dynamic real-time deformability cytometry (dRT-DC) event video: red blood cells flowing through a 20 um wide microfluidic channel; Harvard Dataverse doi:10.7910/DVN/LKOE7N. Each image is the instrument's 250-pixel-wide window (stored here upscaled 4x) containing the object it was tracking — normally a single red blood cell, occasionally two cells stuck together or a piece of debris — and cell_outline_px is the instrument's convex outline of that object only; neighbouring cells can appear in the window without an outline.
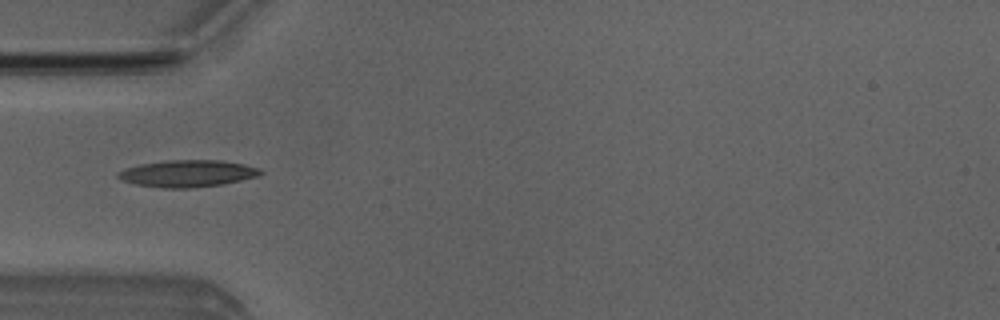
{"species": "Egyptian fruit bat (a non-hibernating species)", "species_latin": "Rousettus aegyptiacus", "temperature_condition": "room temperature", "stored_images_in_passage": 5, "camera_frame_rate_fps": 3000, "um_per_image_px": 0.085, "animal": {"sex": "male"}, "frame": {"image": 1, "passage_image": 4, "time_ms": 3.333, "image_size_px": [1000, 320], "cell_outline_px": [[264, 172], [256, 176], [224, 184], [192, 188], [160, 188], [136, 184], [120, 180], [116, 176], [116, 172], [124, 168], [140, 164], [164, 160], [220, 160], [244, 164], [256, 168]], "centroid_in_image_um": [15.86, 14.75], "position_along_channel_um": 69.1, "area_um2": 22.43}}